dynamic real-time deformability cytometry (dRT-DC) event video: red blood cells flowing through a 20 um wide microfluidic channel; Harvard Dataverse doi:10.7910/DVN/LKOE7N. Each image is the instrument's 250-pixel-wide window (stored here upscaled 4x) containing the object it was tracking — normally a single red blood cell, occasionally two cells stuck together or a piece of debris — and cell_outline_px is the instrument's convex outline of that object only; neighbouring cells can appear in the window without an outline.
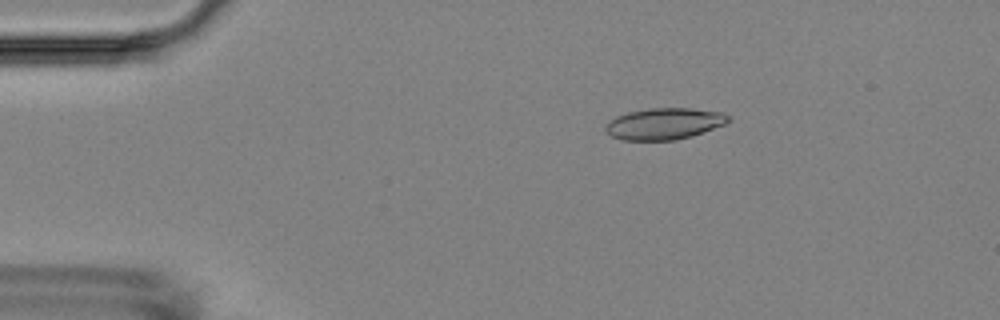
{"species": "Egyptian fruit bat (a non-hibernating species)", "species_latin": "Rousettus aegyptiacus", "temperature_condition": "room temperature", "stored_images_in_passage": 5, "camera_frame_rate_fps": 3000, "um_per_image_px": 0.085, "animal": {"sex": "female"}, "frame": {"image": 1, "passage_image": 3, "time_ms": 2.333, "image_size_px": [1000, 320], "cell_outline_px": [[728, 120], [724, 124], [692, 136], [676, 140], [620, 140], [612, 136], [604, 128], [604, 124], [616, 116], [628, 112], [648, 108], [688, 108], [720, 112], [728, 116]], "centroid_in_image_um": [56.4, 10.52], "position_along_channel_um": 28.6, "area_um2": 22.37}}
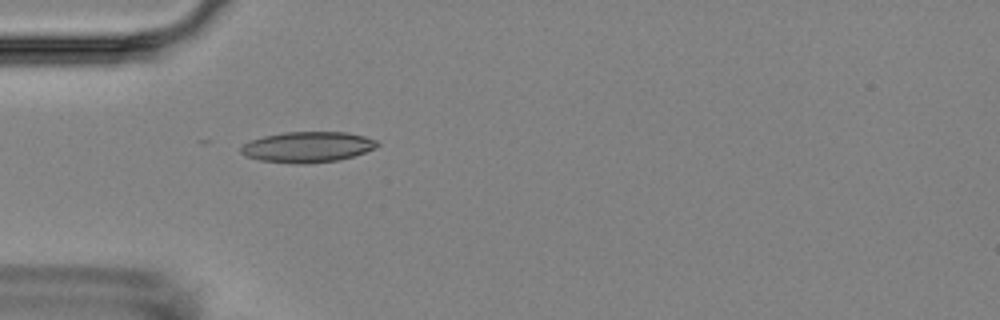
{"frame": {"image": 2, "passage_image": 5, "time_ms": 4.667, "image_size_px": [1000, 320], "cell_outline_px": [[380, 144], [376, 148], [352, 156], [336, 160], [308, 164], [300, 164], [260, 160], [248, 156], [240, 152], [240, 148], [244, 144], [252, 140], [264, 136], [284, 132], [344, 132], [364, 136], [376, 140]], "centroid_in_image_um": [26.16, 12.49], "position_along_channel_um": 58.8, "area_um2": 24.1}}